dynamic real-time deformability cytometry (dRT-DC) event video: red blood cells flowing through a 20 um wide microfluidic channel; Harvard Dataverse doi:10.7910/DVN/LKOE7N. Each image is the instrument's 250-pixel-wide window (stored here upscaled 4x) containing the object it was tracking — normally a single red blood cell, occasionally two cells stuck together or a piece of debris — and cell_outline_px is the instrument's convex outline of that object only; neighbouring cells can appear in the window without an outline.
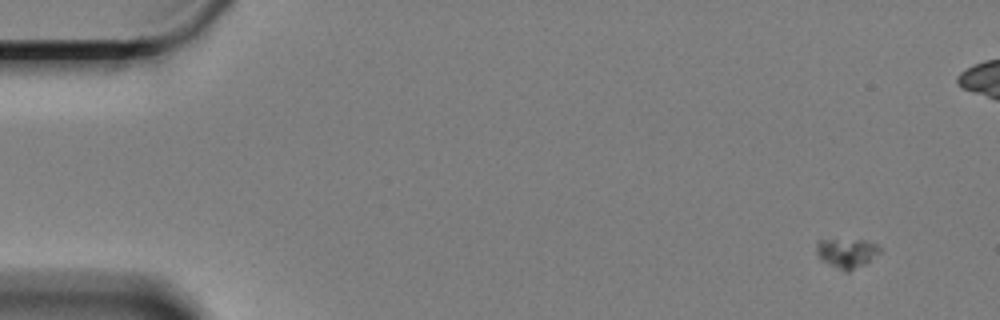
{"species": "Egyptian fruit bat (a non-hibernating species)", "species_latin": "Rousettus aegyptiacus", "temperature_condition": "cold", "stored_images_in_passage": 59, "camera_frame_rate_fps": 3000, "um_per_image_px": 0.085, "animal": {"sex": "female"}, "frame": {"image": 1, "passage_image": 1, "time_ms": 0.0, "image_size_px": [1000, 320], "cell_outline_px": [[880, 252], [864, 264], [848, 272], [844, 272], [820, 260], [816, 252], [816, 240], [864, 240], [876, 244], [880, 248]], "centroid_in_image_um": [71.92, 21.51], "position_along_channel_um": 13.1, "area_um2": 10.87}}
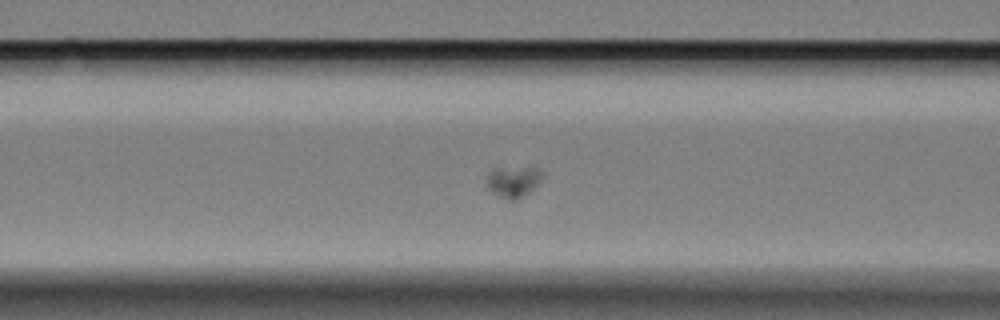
{"frame": {"image": 2, "passage_image": 22, "time_ms": 7.0, "image_size_px": [1000, 320], "cell_outline_px": [[544, 176], [520, 200], [508, 200], [496, 196], [484, 184], [488, 176], [496, 168], [540, 168], [544, 172]], "centroid_in_image_um": [43.62, 15.46], "position_along_channel_um": 123.0, "area_um2": 10.12}}
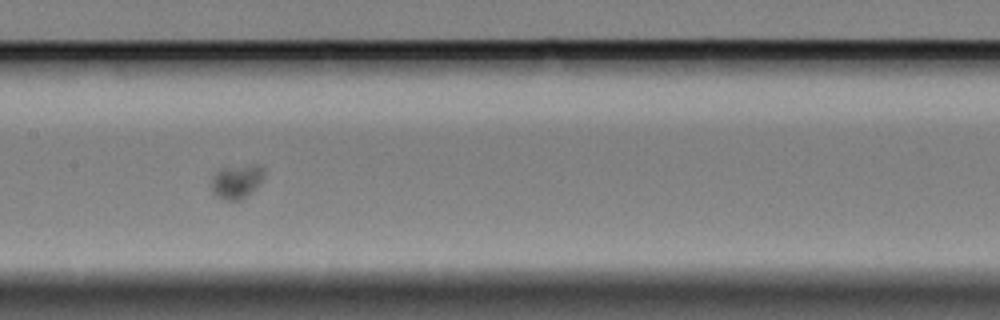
{"frame": {"image": 3, "passage_image": 28, "time_ms": 9.0, "image_size_px": [1000, 320], "cell_outline_px": [[264, 176], [256, 188], [252, 192], [240, 200], [224, 200], [216, 196], [212, 192], [212, 176], [220, 168], [252, 164], [256, 164], [264, 168]], "centroid_in_image_um": [20.12, 15.42], "position_along_channel_um": 187.3, "area_um2": 10.52}}